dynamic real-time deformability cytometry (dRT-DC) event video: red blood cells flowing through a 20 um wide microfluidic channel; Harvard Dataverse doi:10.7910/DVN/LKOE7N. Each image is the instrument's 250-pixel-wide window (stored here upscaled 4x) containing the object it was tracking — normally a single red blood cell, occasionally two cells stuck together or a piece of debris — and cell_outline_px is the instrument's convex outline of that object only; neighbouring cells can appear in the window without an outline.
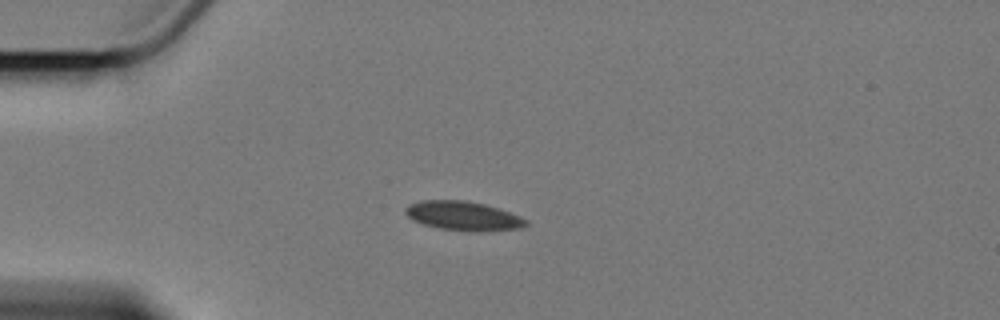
{"species": "Egyptian fruit bat (a non-hibernating species)", "species_latin": "Rousettus aegyptiacus", "temperature_condition": "cold", "stored_images_in_passage": 5, "camera_frame_rate_fps": 3000, "um_per_image_px": 0.085, "animal": {"sex": "female"}, "frame": {"image": 1, "passage_image": 5, "time_ms": 4.667, "image_size_px": [1000, 320], "cell_outline_px": [[528, 224], [520, 228], [480, 232], [468, 232], [440, 228], [424, 224], [412, 220], [404, 212], [408, 204], [420, 200], [464, 200], [484, 204], [520, 216], [528, 220]], "centroid_in_image_um": [39.36, 18.36], "position_along_channel_um": 45.6, "area_um2": 20.52}}